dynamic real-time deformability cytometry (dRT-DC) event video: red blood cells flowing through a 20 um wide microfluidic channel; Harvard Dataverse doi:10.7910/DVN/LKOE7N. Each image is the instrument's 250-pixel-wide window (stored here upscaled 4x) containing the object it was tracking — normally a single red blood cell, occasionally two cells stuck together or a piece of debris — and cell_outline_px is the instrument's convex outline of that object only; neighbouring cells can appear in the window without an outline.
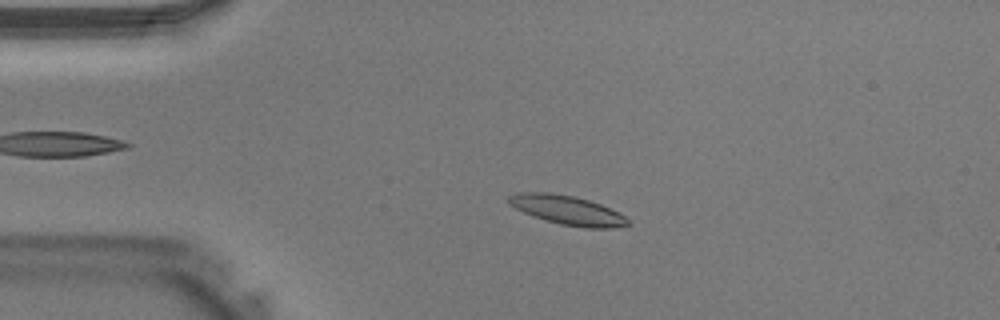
{"species": "Egyptian fruit bat (a non-hibernating species)", "species_latin": "Rousettus aegyptiacus", "temperature_condition": "warm", "stored_images_in_passage": 41, "camera_frame_rate_fps": 3000, "um_per_image_px": 0.085, "animal": {"sex": "male"}, "frame": {"image": 1, "passage_image": 9, "time_ms": 2.667, "image_size_px": [1000, 320], "cell_outline_px": [[632, 224], [612, 228], [584, 228], [560, 224], [532, 216], [508, 204], [508, 196], [516, 192], [548, 192], [572, 196], [588, 200], [600, 204], [624, 216]], "centroid_in_image_um": [48.19, 17.86], "position_along_channel_um": 36.8, "area_um2": 20.11}}
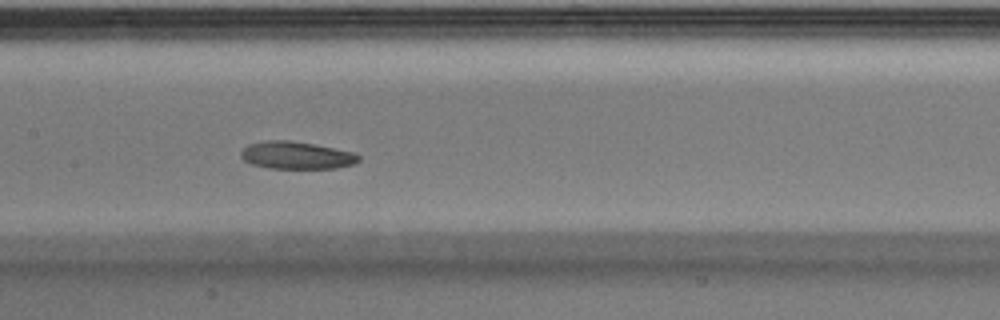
{"frame": {"image": 2, "passage_image": 20, "time_ms": 6.333, "image_size_px": [1000, 320], "cell_outline_px": [[360, 160], [352, 164], [336, 168], [268, 168], [252, 164], [244, 160], [240, 156], [240, 152], [248, 144], [264, 140], [292, 140], [316, 144], [356, 152], [360, 156]], "centroid_in_image_um": [25.21, 13.18], "position_along_channel_um": 182.2, "area_um2": 19.07}}
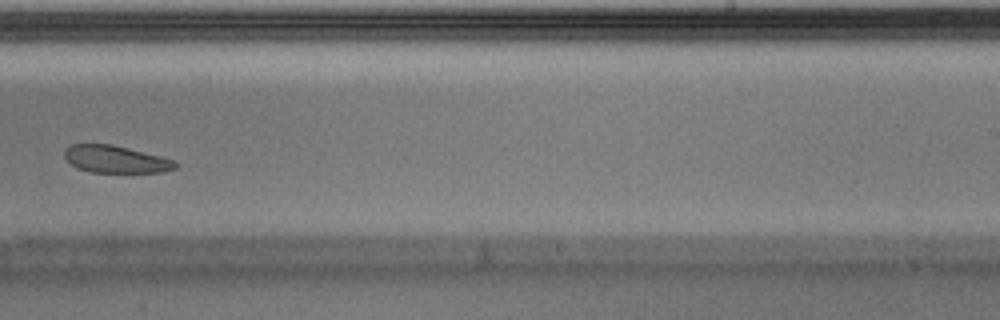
{"frame": {"image": 3, "passage_image": 26, "time_ms": 8.333, "image_size_px": [1000, 320], "cell_outline_px": [[180, 164], [176, 168], [160, 172], [92, 172], [76, 168], [64, 156], [64, 152], [72, 144], [112, 144], [176, 160]], "centroid_in_image_um": [9.87, 13.54], "position_along_channel_um": 279.1, "area_um2": 17.51}}